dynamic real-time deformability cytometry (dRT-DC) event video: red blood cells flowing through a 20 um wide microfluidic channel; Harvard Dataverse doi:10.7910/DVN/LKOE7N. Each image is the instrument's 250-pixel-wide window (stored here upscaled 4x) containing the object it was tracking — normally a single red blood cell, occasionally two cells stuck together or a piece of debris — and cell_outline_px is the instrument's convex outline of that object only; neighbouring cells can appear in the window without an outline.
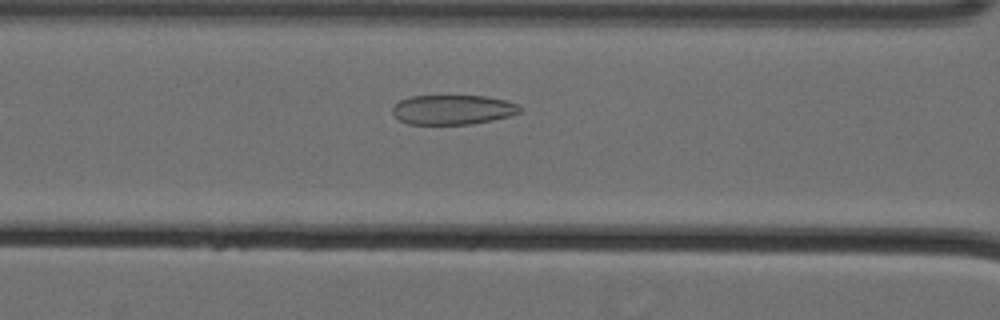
{"species": "Egyptian fruit bat (a non-hibernating species)", "species_latin": "Rousettus aegyptiacus", "temperature_condition": "cold", "stored_images_in_passage": 40, "camera_frame_rate_fps": 3000, "um_per_image_px": 0.085, "animal": {"sex": "female"}, "frame": {"image": 1, "passage_image": 8, "time_ms": 2.333, "image_size_px": [1000, 320], "cell_outline_px": [[524, 108], [520, 112], [508, 116], [492, 120], [472, 124], [408, 124], [400, 120], [392, 112], [392, 108], [400, 100], [408, 96], [484, 96], [504, 100], [520, 104]], "centroid_in_image_um": [38.51, 9.32], "position_along_channel_um": 128.1, "area_um2": 22.02}}
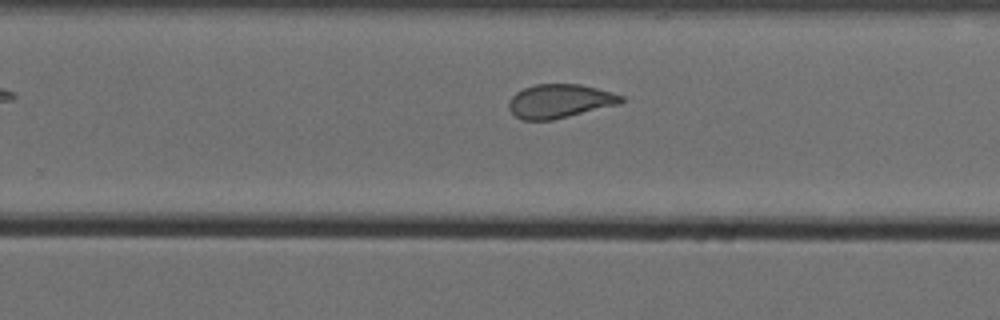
{"frame": {"image": 2, "passage_image": 21, "time_ms": 6.667, "image_size_px": [1000, 320], "cell_outline_px": [[624, 100], [620, 104], [552, 120], [520, 120], [508, 108], [508, 100], [516, 92], [524, 88], [536, 84], [580, 84], [596, 88], [624, 96]], "centroid_in_image_um": [47.56, 8.59], "position_along_channel_um": 282.2, "area_um2": 22.14}}
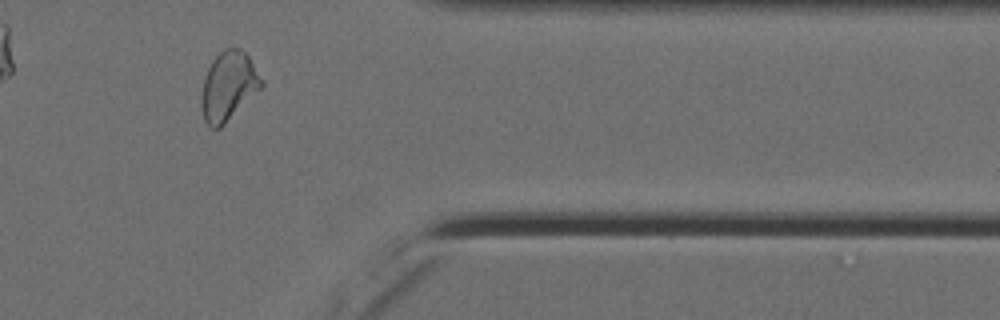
{"frame": {"image": 3, "passage_image": 31, "time_ms": 10.0, "image_size_px": [1000, 320], "cell_outline_px": [[264, 84], [220, 128], [208, 128], [204, 120], [200, 104], [200, 96], [204, 76], [212, 60], [224, 48], [240, 48], [248, 56], [264, 80]], "centroid_in_image_um": [19.38, 7.32], "position_along_channel_um": 392.0, "area_um2": 24.1}, "authors_computed_cell_mechanics": {"area_um2": 23.0911, "velocity_mm_per_s": 3.5656, "shape_relaxation_time_tau1_ms": null, "shape_relaxation_time_tau2_ms": 1.4165, "deformation_change_tau1": null, "deformation_change_tau2": 0.0722}}